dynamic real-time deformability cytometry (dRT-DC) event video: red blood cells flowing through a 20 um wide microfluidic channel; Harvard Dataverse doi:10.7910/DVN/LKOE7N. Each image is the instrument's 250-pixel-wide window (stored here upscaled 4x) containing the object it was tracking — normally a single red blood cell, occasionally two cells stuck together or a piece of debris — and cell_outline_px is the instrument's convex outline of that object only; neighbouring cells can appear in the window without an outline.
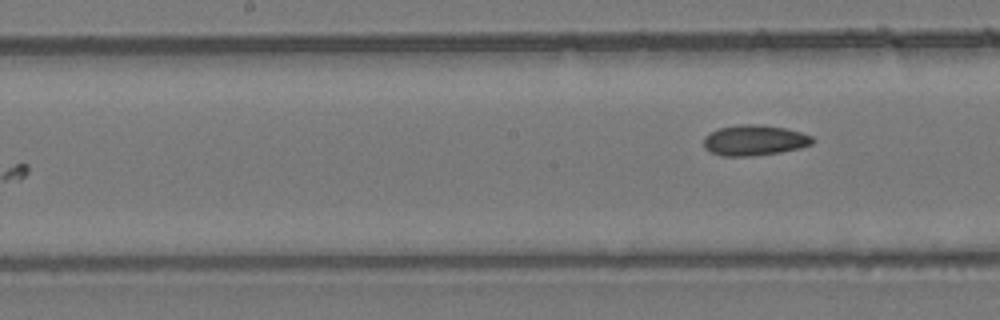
{"species": "common noctule bat (a hibernating species)", "species_latin": "Nyctalus noctula", "temperature_condition": "room temperature", "stored_images_in_passage": 10, "camera_frame_rate_fps": 3000, "um_per_image_px": 0.085, "animal": {"sex": "female", "body_mass_g": 24.6, "forearm_length_mm": 56.2}, "frame": {"image": 1, "passage_image": 10, "time_ms": 3.0, "image_size_px": [1000, 320], "cell_outline_px": [[816, 140], [812, 144], [800, 148], [780, 152], [752, 156], [720, 156], [704, 148], [704, 136], [720, 128], [740, 124], [756, 124], [784, 128], [800, 132], [812, 136]], "centroid_in_image_um": [64.14, 11.93], "position_along_channel_um": 184.1, "area_um2": 19.31}}